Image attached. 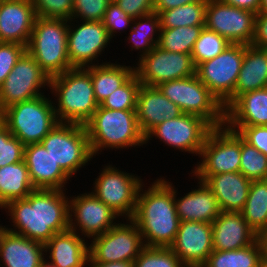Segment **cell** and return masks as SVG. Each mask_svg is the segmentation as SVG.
Masks as SVG:
<instances>
[{"label":"cell","instance_id":"cell-1","mask_svg":"<svg viewBox=\"0 0 267 267\" xmlns=\"http://www.w3.org/2000/svg\"><path fill=\"white\" fill-rule=\"evenodd\" d=\"M67 194L66 190L35 189L25 199L10 201L1 209L11 224L5 229L45 244L55 233L69 229Z\"/></svg>","mask_w":267,"mask_h":267},{"label":"cell","instance_id":"cell-2","mask_svg":"<svg viewBox=\"0 0 267 267\" xmlns=\"http://www.w3.org/2000/svg\"><path fill=\"white\" fill-rule=\"evenodd\" d=\"M147 183L139 189L131 220L140 230L145 246L170 247L181 222L176 212L174 184L162 175L149 186Z\"/></svg>","mask_w":267,"mask_h":267},{"label":"cell","instance_id":"cell-3","mask_svg":"<svg viewBox=\"0 0 267 267\" xmlns=\"http://www.w3.org/2000/svg\"><path fill=\"white\" fill-rule=\"evenodd\" d=\"M84 126L94 158L105 149L123 151L145 145L136 110H113L99 105Z\"/></svg>","mask_w":267,"mask_h":267},{"label":"cell","instance_id":"cell-4","mask_svg":"<svg viewBox=\"0 0 267 267\" xmlns=\"http://www.w3.org/2000/svg\"><path fill=\"white\" fill-rule=\"evenodd\" d=\"M49 90L58 122L84 125L99 107L85 68H72L51 77Z\"/></svg>","mask_w":267,"mask_h":267},{"label":"cell","instance_id":"cell-5","mask_svg":"<svg viewBox=\"0 0 267 267\" xmlns=\"http://www.w3.org/2000/svg\"><path fill=\"white\" fill-rule=\"evenodd\" d=\"M67 39V19L37 17L26 51L51 78L72 69Z\"/></svg>","mask_w":267,"mask_h":267},{"label":"cell","instance_id":"cell-6","mask_svg":"<svg viewBox=\"0 0 267 267\" xmlns=\"http://www.w3.org/2000/svg\"><path fill=\"white\" fill-rule=\"evenodd\" d=\"M50 95L13 104L2 111V122L25 146L40 143L58 122Z\"/></svg>","mask_w":267,"mask_h":267},{"label":"cell","instance_id":"cell-7","mask_svg":"<svg viewBox=\"0 0 267 267\" xmlns=\"http://www.w3.org/2000/svg\"><path fill=\"white\" fill-rule=\"evenodd\" d=\"M158 89L186 114L199 116L213 128L225 125V109L195 75L160 83Z\"/></svg>","mask_w":267,"mask_h":267},{"label":"cell","instance_id":"cell-8","mask_svg":"<svg viewBox=\"0 0 267 267\" xmlns=\"http://www.w3.org/2000/svg\"><path fill=\"white\" fill-rule=\"evenodd\" d=\"M40 143L70 178L94 158L82 124L59 122Z\"/></svg>","mask_w":267,"mask_h":267},{"label":"cell","instance_id":"cell-9","mask_svg":"<svg viewBox=\"0 0 267 267\" xmlns=\"http://www.w3.org/2000/svg\"><path fill=\"white\" fill-rule=\"evenodd\" d=\"M102 167L90 192L122 219H131L135 212L139 189L146 180L136 173L120 170V166L116 167L113 163L104 164Z\"/></svg>","mask_w":267,"mask_h":267},{"label":"cell","instance_id":"cell-10","mask_svg":"<svg viewBox=\"0 0 267 267\" xmlns=\"http://www.w3.org/2000/svg\"><path fill=\"white\" fill-rule=\"evenodd\" d=\"M197 161L189 171L196 179L205 181L209 176L239 172L241 137L225 125L213 128L207 135Z\"/></svg>","mask_w":267,"mask_h":267},{"label":"cell","instance_id":"cell-11","mask_svg":"<svg viewBox=\"0 0 267 267\" xmlns=\"http://www.w3.org/2000/svg\"><path fill=\"white\" fill-rule=\"evenodd\" d=\"M244 44H229L215 58L196 66V76L226 109L235 100V86L242 67Z\"/></svg>","mask_w":267,"mask_h":267},{"label":"cell","instance_id":"cell-12","mask_svg":"<svg viewBox=\"0 0 267 267\" xmlns=\"http://www.w3.org/2000/svg\"><path fill=\"white\" fill-rule=\"evenodd\" d=\"M212 129L213 127L203 118L183 113L153 127L145 135V146H148V142L151 144L155 138L159 139L158 142L163 143V146L199 157L205 139Z\"/></svg>","mask_w":267,"mask_h":267},{"label":"cell","instance_id":"cell-13","mask_svg":"<svg viewBox=\"0 0 267 267\" xmlns=\"http://www.w3.org/2000/svg\"><path fill=\"white\" fill-rule=\"evenodd\" d=\"M144 247L136 224L131 219H121L113 228L90 240L88 262H134Z\"/></svg>","mask_w":267,"mask_h":267},{"label":"cell","instance_id":"cell-14","mask_svg":"<svg viewBox=\"0 0 267 267\" xmlns=\"http://www.w3.org/2000/svg\"><path fill=\"white\" fill-rule=\"evenodd\" d=\"M112 42L102 21L68 20L67 48L72 68L107 63L105 58V61L100 58L104 57L105 48L109 49Z\"/></svg>","mask_w":267,"mask_h":267},{"label":"cell","instance_id":"cell-15","mask_svg":"<svg viewBox=\"0 0 267 267\" xmlns=\"http://www.w3.org/2000/svg\"><path fill=\"white\" fill-rule=\"evenodd\" d=\"M50 80L48 74L26 51L0 86L1 110L46 94L50 89Z\"/></svg>","mask_w":267,"mask_h":267},{"label":"cell","instance_id":"cell-16","mask_svg":"<svg viewBox=\"0 0 267 267\" xmlns=\"http://www.w3.org/2000/svg\"><path fill=\"white\" fill-rule=\"evenodd\" d=\"M135 63L134 74L141 84L148 86L196 74L191 54L168 52L158 46Z\"/></svg>","mask_w":267,"mask_h":267},{"label":"cell","instance_id":"cell-17","mask_svg":"<svg viewBox=\"0 0 267 267\" xmlns=\"http://www.w3.org/2000/svg\"><path fill=\"white\" fill-rule=\"evenodd\" d=\"M120 216L90 191L69 195V229L91 240L120 221Z\"/></svg>","mask_w":267,"mask_h":267},{"label":"cell","instance_id":"cell-18","mask_svg":"<svg viewBox=\"0 0 267 267\" xmlns=\"http://www.w3.org/2000/svg\"><path fill=\"white\" fill-rule=\"evenodd\" d=\"M256 13L220 0H207L205 25L231 44L251 45L255 34Z\"/></svg>","mask_w":267,"mask_h":267},{"label":"cell","instance_id":"cell-19","mask_svg":"<svg viewBox=\"0 0 267 267\" xmlns=\"http://www.w3.org/2000/svg\"><path fill=\"white\" fill-rule=\"evenodd\" d=\"M170 248L186 267H201L213 252L212 224L180 222Z\"/></svg>","mask_w":267,"mask_h":267},{"label":"cell","instance_id":"cell-20","mask_svg":"<svg viewBox=\"0 0 267 267\" xmlns=\"http://www.w3.org/2000/svg\"><path fill=\"white\" fill-rule=\"evenodd\" d=\"M37 14L33 0L0 2V42L28 45Z\"/></svg>","mask_w":267,"mask_h":267},{"label":"cell","instance_id":"cell-21","mask_svg":"<svg viewBox=\"0 0 267 267\" xmlns=\"http://www.w3.org/2000/svg\"><path fill=\"white\" fill-rule=\"evenodd\" d=\"M24 161L35 189L68 190V181L73 179L61 169L41 143L25 146Z\"/></svg>","mask_w":267,"mask_h":267},{"label":"cell","instance_id":"cell-22","mask_svg":"<svg viewBox=\"0 0 267 267\" xmlns=\"http://www.w3.org/2000/svg\"><path fill=\"white\" fill-rule=\"evenodd\" d=\"M188 175H191L190 179L197 181V186L195 185L193 189L191 187V191L179 197L178 194L181 193L174 185V201L178 217L181 222L196 221L212 224L221 213L218 201L205 182L196 179L191 173Z\"/></svg>","mask_w":267,"mask_h":267},{"label":"cell","instance_id":"cell-23","mask_svg":"<svg viewBox=\"0 0 267 267\" xmlns=\"http://www.w3.org/2000/svg\"><path fill=\"white\" fill-rule=\"evenodd\" d=\"M213 250H238L253 244L259 235L242 212H221L212 222Z\"/></svg>","mask_w":267,"mask_h":267},{"label":"cell","instance_id":"cell-24","mask_svg":"<svg viewBox=\"0 0 267 267\" xmlns=\"http://www.w3.org/2000/svg\"><path fill=\"white\" fill-rule=\"evenodd\" d=\"M181 114L180 107L164 96L157 86L141 84L137 94L136 116L144 135L164 120L177 118Z\"/></svg>","mask_w":267,"mask_h":267},{"label":"cell","instance_id":"cell-25","mask_svg":"<svg viewBox=\"0 0 267 267\" xmlns=\"http://www.w3.org/2000/svg\"><path fill=\"white\" fill-rule=\"evenodd\" d=\"M89 241L70 229L55 233L45 245V260L56 267H87Z\"/></svg>","mask_w":267,"mask_h":267},{"label":"cell","instance_id":"cell-26","mask_svg":"<svg viewBox=\"0 0 267 267\" xmlns=\"http://www.w3.org/2000/svg\"><path fill=\"white\" fill-rule=\"evenodd\" d=\"M45 260V245L4 230L0 235L1 267H40Z\"/></svg>","mask_w":267,"mask_h":267},{"label":"cell","instance_id":"cell-27","mask_svg":"<svg viewBox=\"0 0 267 267\" xmlns=\"http://www.w3.org/2000/svg\"><path fill=\"white\" fill-rule=\"evenodd\" d=\"M204 182L214 193L221 212L244 209L252 181L240 171L211 175Z\"/></svg>","mask_w":267,"mask_h":267},{"label":"cell","instance_id":"cell-28","mask_svg":"<svg viewBox=\"0 0 267 267\" xmlns=\"http://www.w3.org/2000/svg\"><path fill=\"white\" fill-rule=\"evenodd\" d=\"M267 126V87L245 92L225 109V126Z\"/></svg>","mask_w":267,"mask_h":267},{"label":"cell","instance_id":"cell-29","mask_svg":"<svg viewBox=\"0 0 267 267\" xmlns=\"http://www.w3.org/2000/svg\"><path fill=\"white\" fill-rule=\"evenodd\" d=\"M267 87V49L244 44L242 67L235 86V99L245 92Z\"/></svg>","mask_w":267,"mask_h":267},{"label":"cell","instance_id":"cell-30","mask_svg":"<svg viewBox=\"0 0 267 267\" xmlns=\"http://www.w3.org/2000/svg\"><path fill=\"white\" fill-rule=\"evenodd\" d=\"M114 62L109 60L107 63L85 68L91 75L94 94L99 105L134 75V65L126 66L124 61Z\"/></svg>","mask_w":267,"mask_h":267},{"label":"cell","instance_id":"cell-31","mask_svg":"<svg viewBox=\"0 0 267 267\" xmlns=\"http://www.w3.org/2000/svg\"><path fill=\"white\" fill-rule=\"evenodd\" d=\"M34 190L24 160L0 168V210L10 201L25 199Z\"/></svg>","mask_w":267,"mask_h":267},{"label":"cell","instance_id":"cell-32","mask_svg":"<svg viewBox=\"0 0 267 267\" xmlns=\"http://www.w3.org/2000/svg\"><path fill=\"white\" fill-rule=\"evenodd\" d=\"M160 29L161 24L158 13L152 12L133 20L132 27L128 31L129 33L127 32L128 36H125L124 42H128L126 45H130L129 52L137 51L136 60H139L157 46Z\"/></svg>","mask_w":267,"mask_h":267},{"label":"cell","instance_id":"cell-33","mask_svg":"<svg viewBox=\"0 0 267 267\" xmlns=\"http://www.w3.org/2000/svg\"><path fill=\"white\" fill-rule=\"evenodd\" d=\"M264 249L258 238L253 244L238 249L213 252L201 267H262Z\"/></svg>","mask_w":267,"mask_h":267},{"label":"cell","instance_id":"cell-34","mask_svg":"<svg viewBox=\"0 0 267 267\" xmlns=\"http://www.w3.org/2000/svg\"><path fill=\"white\" fill-rule=\"evenodd\" d=\"M241 212L259 236L267 231V179L252 181L245 207Z\"/></svg>","mask_w":267,"mask_h":267},{"label":"cell","instance_id":"cell-35","mask_svg":"<svg viewBox=\"0 0 267 267\" xmlns=\"http://www.w3.org/2000/svg\"><path fill=\"white\" fill-rule=\"evenodd\" d=\"M206 5L207 0H202L162 11L159 14L161 28L204 26Z\"/></svg>","mask_w":267,"mask_h":267},{"label":"cell","instance_id":"cell-36","mask_svg":"<svg viewBox=\"0 0 267 267\" xmlns=\"http://www.w3.org/2000/svg\"><path fill=\"white\" fill-rule=\"evenodd\" d=\"M204 26L161 28L157 46L168 52L191 54Z\"/></svg>","mask_w":267,"mask_h":267},{"label":"cell","instance_id":"cell-37","mask_svg":"<svg viewBox=\"0 0 267 267\" xmlns=\"http://www.w3.org/2000/svg\"><path fill=\"white\" fill-rule=\"evenodd\" d=\"M229 44L231 43L224 37L204 27L191 53L195 66L215 58L222 53Z\"/></svg>","mask_w":267,"mask_h":267},{"label":"cell","instance_id":"cell-38","mask_svg":"<svg viewBox=\"0 0 267 267\" xmlns=\"http://www.w3.org/2000/svg\"><path fill=\"white\" fill-rule=\"evenodd\" d=\"M239 171L250 181L267 179V157L242 138Z\"/></svg>","mask_w":267,"mask_h":267},{"label":"cell","instance_id":"cell-39","mask_svg":"<svg viewBox=\"0 0 267 267\" xmlns=\"http://www.w3.org/2000/svg\"><path fill=\"white\" fill-rule=\"evenodd\" d=\"M134 267H186L170 247L145 246L133 262Z\"/></svg>","mask_w":267,"mask_h":267},{"label":"cell","instance_id":"cell-40","mask_svg":"<svg viewBox=\"0 0 267 267\" xmlns=\"http://www.w3.org/2000/svg\"><path fill=\"white\" fill-rule=\"evenodd\" d=\"M141 86L134 74L124 85L110 94L100 105L113 110H136L137 94Z\"/></svg>","mask_w":267,"mask_h":267},{"label":"cell","instance_id":"cell-41","mask_svg":"<svg viewBox=\"0 0 267 267\" xmlns=\"http://www.w3.org/2000/svg\"><path fill=\"white\" fill-rule=\"evenodd\" d=\"M24 149L25 145L13 136L2 122L0 124V168L23 161Z\"/></svg>","mask_w":267,"mask_h":267},{"label":"cell","instance_id":"cell-42","mask_svg":"<svg viewBox=\"0 0 267 267\" xmlns=\"http://www.w3.org/2000/svg\"><path fill=\"white\" fill-rule=\"evenodd\" d=\"M133 18L126 14L115 1H111L106 9L102 23L107 29L111 40L116 39L117 36L126 34V31L131 29ZM128 29V30H127ZM119 33V35H118Z\"/></svg>","mask_w":267,"mask_h":267},{"label":"cell","instance_id":"cell-43","mask_svg":"<svg viewBox=\"0 0 267 267\" xmlns=\"http://www.w3.org/2000/svg\"><path fill=\"white\" fill-rule=\"evenodd\" d=\"M111 0H73L71 19L102 21Z\"/></svg>","mask_w":267,"mask_h":267},{"label":"cell","instance_id":"cell-44","mask_svg":"<svg viewBox=\"0 0 267 267\" xmlns=\"http://www.w3.org/2000/svg\"><path fill=\"white\" fill-rule=\"evenodd\" d=\"M37 17L70 20L73 0H33Z\"/></svg>","mask_w":267,"mask_h":267},{"label":"cell","instance_id":"cell-45","mask_svg":"<svg viewBox=\"0 0 267 267\" xmlns=\"http://www.w3.org/2000/svg\"><path fill=\"white\" fill-rule=\"evenodd\" d=\"M25 52L26 46L22 44L0 42V86Z\"/></svg>","mask_w":267,"mask_h":267},{"label":"cell","instance_id":"cell-46","mask_svg":"<svg viewBox=\"0 0 267 267\" xmlns=\"http://www.w3.org/2000/svg\"><path fill=\"white\" fill-rule=\"evenodd\" d=\"M267 157V126H226Z\"/></svg>","mask_w":267,"mask_h":267},{"label":"cell","instance_id":"cell-47","mask_svg":"<svg viewBox=\"0 0 267 267\" xmlns=\"http://www.w3.org/2000/svg\"><path fill=\"white\" fill-rule=\"evenodd\" d=\"M116 4L133 19L148 15L153 10V0H115Z\"/></svg>","mask_w":267,"mask_h":267},{"label":"cell","instance_id":"cell-48","mask_svg":"<svg viewBox=\"0 0 267 267\" xmlns=\"http://www.w3.org/2000/svg\"><path fill=\"white\" fill-rule=\"evenodd\" d=\"M252 46L267 49V13H257Z\"/></svg>","mask_w":267,"mask_h":267},{"label":"cell","instance_id":"cell-49","mask_svg":"<svg viewBox=\"0 0 267 267\" xmlns=\"http://www.w3.org/2000/svg\"><path fill=\"white\" fill-rule=\"evenodd\" d=\"M199 1L202 0H153V10L160 14L162 11Z\"/></svg>","mask_w":267,"mask_h":267},{"label":"cell","instance_id":"cell-50","mask_svg":"<svg viewBox=\"0 0 267 267\" xmlns=\"http://www.w3.org/2000/svg\"><path fill=\"white\" fill-rule=\"evenodd\" d=\"M223 3L235 6L237 8L249 10L253 13H258L260 0H220Z\"/></svg>","mask_w":267,"mask_h":267},{"label":"cell","instance_id":"cell-51","mask_svg":"<svg viewBox=\"0 0 267 267\" xmlns=\"http://www.w3.org/2000/svg\"><path fill=\"white\" fill-rule=\"evenodd\" d=\"M87 267H134L133 262H109V263H100V262H88Z\"/></svg>","mask_w":267,"mask_h":267},{"label":"cell","instance_id":"cell-52","mask_svg":"<svg viewBox=\"0 0 267 267\" xmlns=\"http://www.w3.org/2000/svg\"><path fill=\"white\" fill-rule=\"evenodd\" d=\"M264 249V263L267 264V231L259 236Z\"/></svg>","mask_w":267,"mask_h":267},{"label":"cell","instance_id":"cell-53","mask_svg":"<svg viewBox=\"0 0 267 267\" xmlns=\"http://www.w3.org/2000/svg\"><path fill=\"white\" fill-rule=\"evenodd\" d=\"M258 13H267V0H260Z\"/></svg>","mask_w":267,"mask_h":267},{"label":"cell","instance_id":"cell-54","mask_svg":"<svg viewBox=\"0 0 267 267\" xmlns=\"http://www.w3.org/2000/svg\"><path fill=\"white\" fill-rule=\"evenodd\" d=\"M40 267H56V266H54V265L50 264L49 262H47L46 260H44Z\"/></svg>","mask_w":267,"mask_h":267},{"label":"cell","instance_id":"cell-55","mask_svg":"<svg viewBox=\"0 0 267 267\" xmlns=\"http://www.w3.org/2000/svg\"><path fill=\"white\" fill-rule=\"evenodd\" d=\"M4 223L0 224V235L1 233L5 230V226L3 225Z\"/></svg>","mask_w":267,"mask_h":267},{"label":"cell","instance_id":"cell-56","mask_svg":"<svg viewBox=\"0 0 267 267\" xmlns=\"http://www.w3.org/2000/svg\"><path fill=\"white\" fill-rule=\"evenodd\" d=\"M2 123V110L0 108V124Z\"/></svg>","mask_w":267,"mask_h":267}]
</instances>
